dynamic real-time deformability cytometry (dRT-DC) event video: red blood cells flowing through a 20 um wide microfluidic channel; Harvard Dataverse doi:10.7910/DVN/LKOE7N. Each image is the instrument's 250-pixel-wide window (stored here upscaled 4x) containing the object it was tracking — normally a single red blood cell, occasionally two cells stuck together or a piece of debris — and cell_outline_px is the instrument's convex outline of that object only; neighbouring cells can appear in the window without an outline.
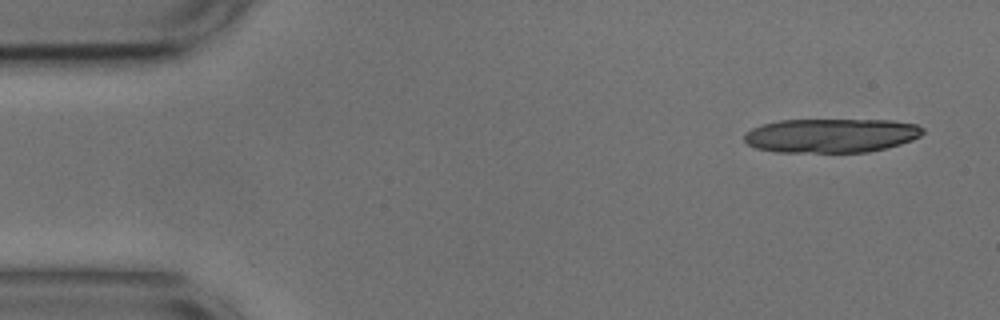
{"species": "common noctule bat (a hibernating species)", "species_latin": "Nyctalus noctula", "temperature_condition": "cold", "stored_images_in_passage": 16, "camera_frame_rate_fps": 3000, "um_per_image_px": 0.085, "animal": {"sex": "male", "body_mass_g": 17.9, "forearm_length_mm": 54.2}, "frame": {"image": 1, "passage_image": 3, "time_ms": 0.667, "image_size_px": [1000, 320], "cell_outline_px": [[924, 132], [920, 136], [912, 140], [900, 144], [868, 152], [776, 152], [756, 148], [748, 144], [744, 140], [744, 136], [752, 128], [764, 124], [780, 120], [892, 120], [916, 124], [924, 128]], "centroid_in_image_um": [70.67, 11.52], "position_along_channel_um": 14.3, "area_um2": 35.43}}